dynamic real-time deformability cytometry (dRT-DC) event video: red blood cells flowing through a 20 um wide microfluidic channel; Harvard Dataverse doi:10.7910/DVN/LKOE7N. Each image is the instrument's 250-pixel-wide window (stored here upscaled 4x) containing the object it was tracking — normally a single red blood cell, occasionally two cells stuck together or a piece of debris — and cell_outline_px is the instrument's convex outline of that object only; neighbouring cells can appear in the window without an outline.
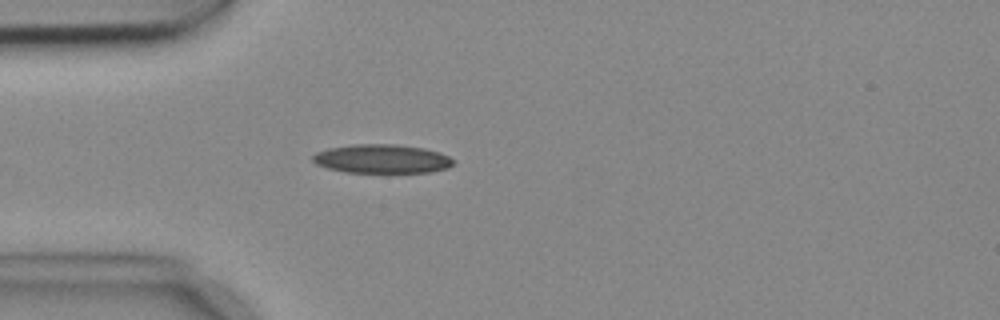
{"species": "common noctule bat (a hibernating species)", "species_latin": "Nyctalus noctula", "temperature_condition": "cold", "stored_images_in_passage": 5, "camera_frame_rate_fps": 3000, "um_per_image_px": 0.085, "animal": {"sex": "female", "body_mass_g": 18.4}, "frame": {"image": 1, "passage_image": 5, "time_ms": 1.333, "image_size_px": [1000, 320], "cell_outline_px": [[456, 164], [448, 168], [432, 172], [344, 172], [328, 168], [316, 164], [312, 160], [312, 156], [316, 152], [328, 148], [356, 144], [396, 144], [424, 148], [440, 152], [456, 160]], "centroid_in_image_um": [32.51, 13.5], "position_along_channel_um": 52.5, "area_um2": 23.81}}